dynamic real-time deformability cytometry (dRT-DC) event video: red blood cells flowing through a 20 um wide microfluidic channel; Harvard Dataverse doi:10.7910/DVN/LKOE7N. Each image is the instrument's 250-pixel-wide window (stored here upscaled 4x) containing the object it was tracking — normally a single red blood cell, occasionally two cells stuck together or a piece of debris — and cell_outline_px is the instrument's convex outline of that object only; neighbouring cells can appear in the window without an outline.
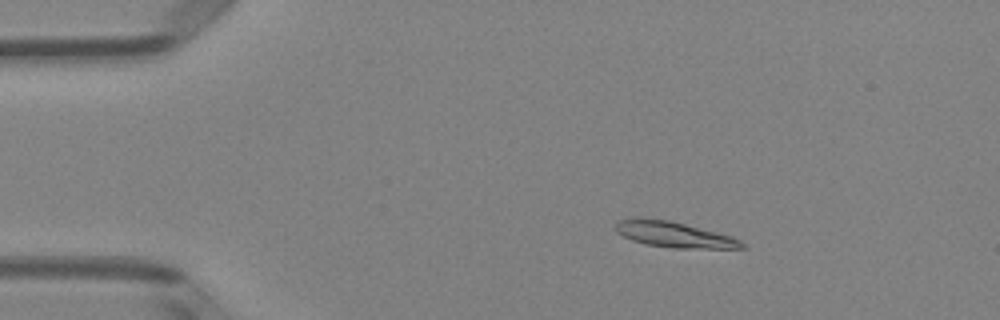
{"species": "Egyptian fruit bat (a non-hibernating species)", "species_latin": "Rousettus aegyptiacus", "temperature_condition": "room temperature", "stored_images_in_passage": 51, "camera_frame_rate_fps": 3000, "um_per_image_px": 0.085, "animal": {"sex": "female"}, "frame": {"image": 1, "passage_image": 9, "time_ms": 2.667, "image_size_px": [1000, 320], "cell_outline_px": [[748, 248], [672, 248], [644, 244], [632, 240], [616, 232], [612, 228], [620, 220], [672, 220], [732, 236], [740, 240]], "centroid_in_image_um": [57.36, 19.96], "position_along_channel_um": 27.6, "area_um2": 18.55}}
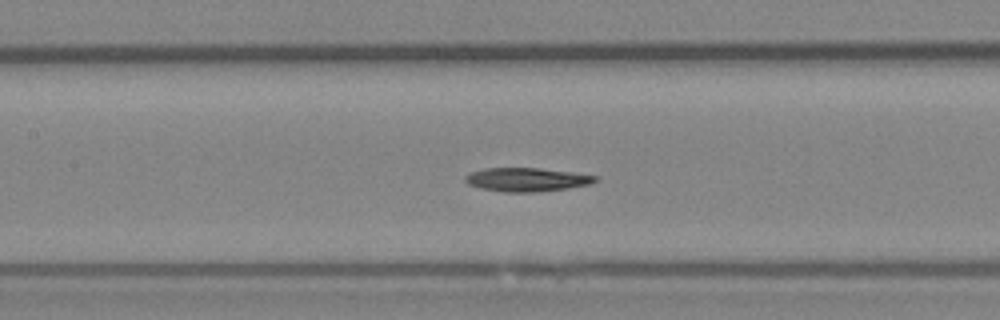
{"frame": {"image": 2, "passage_image": 24, "time_ms": 7.667, "image_size_px": [1000, 320], "cell_outline_px": [[600, 180], [592, 184], [568, 188], [536, 192], [504, 192], [480, 188], [468, 184], [464, 180], [464, 176], [472, 172], [484, 168], [540, 168], [572, 172], [600, 176]], "centroid_in_image_um": [44.83, 15.26], "position_along_channel_um": 162.6, "area_um2": 18.15}}
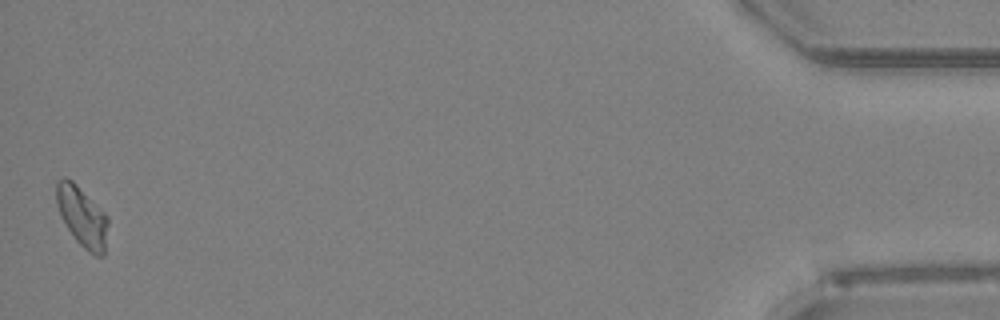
{"frame": {"image": 3, "passage_image": 51, "time_ms": 16.667, "image_size_px": [1000, 320], "cell_outline_px": [[108, 224], [104, 256], [96, 256], [88, 252], [76, 240], [60, 216], [56, 204], [56, 184], [64, 176], [72, 180], [108, 216]], "centroid_in_image_um": [6.98, 18.42], "position_along_channel_um": 428.2, "area_um2": 17.98}}